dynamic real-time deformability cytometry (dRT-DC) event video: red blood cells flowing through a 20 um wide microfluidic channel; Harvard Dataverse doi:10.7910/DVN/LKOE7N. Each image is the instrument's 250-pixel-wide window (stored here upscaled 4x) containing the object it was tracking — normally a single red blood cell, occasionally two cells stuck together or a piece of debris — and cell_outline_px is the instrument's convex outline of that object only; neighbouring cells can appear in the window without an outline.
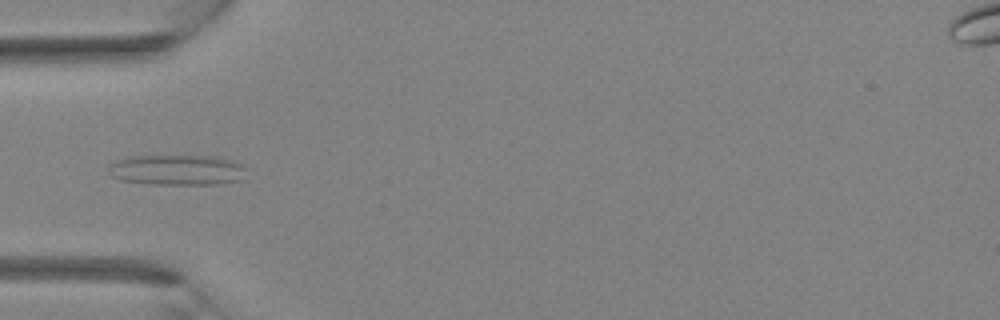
{"species": "Egyptian fruit bat (a non-hibernating species)", "species_latin": "Rousettus aegyptiacus", "temperature_condition": "room temperature", "stored_images_in_passage": 4, "camera_frame_rate_fps": 3000, "um_per_image_px": 0.085, "animal": {"sex": "female"}, "frame": {"image": 1, "passage_image": 4, "time_ms": 3.333, "image_size_px": [1000, 320], "cell_outline_px": [[244, 180], [224, 184], [148, 184], [120, 180], [112, 176], [108, 168], [108, 164], [116, 160], [132, 156], [216, 156], [232, 160], [244, 164]], "centroid_in_image_um": [15.08, 14.45], "position_along_channel_um": 69.9, "area_um2": 24.8}}